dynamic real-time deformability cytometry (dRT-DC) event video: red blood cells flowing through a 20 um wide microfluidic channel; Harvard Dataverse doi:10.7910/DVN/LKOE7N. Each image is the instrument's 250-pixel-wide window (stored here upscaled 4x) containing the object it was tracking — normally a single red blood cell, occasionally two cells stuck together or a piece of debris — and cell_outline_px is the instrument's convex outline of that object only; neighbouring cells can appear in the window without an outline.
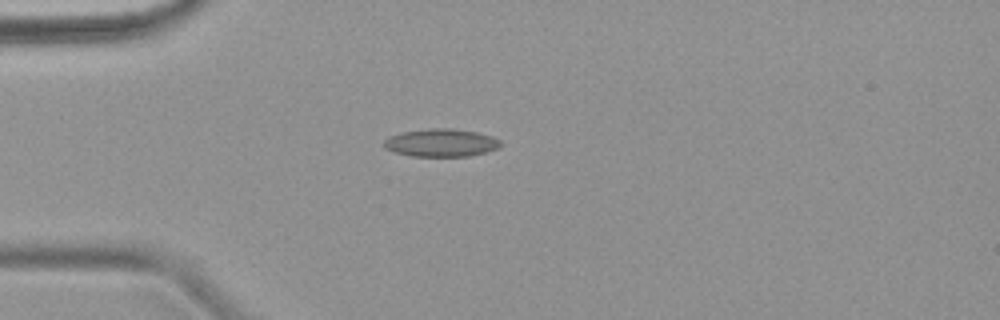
{"species": "common noctule bat (a hibernating species)", "species_latin": "Nyctalus noctula", "temperature_condition": "warm", "stored_images_in_passage": 4, "camera_frame_rate_fps": 3000, "um_per_image_px": 0.085, "animal": {"sex": "female", "body_mass_g": 18.4}, "frame": {"image": 1, "passage_image": 3, "time_ms": 2.667, "image_size_px": [1000, 320], "cell_outline_px": [[500, 148], [468, 156], [412, 156], [396, 152], [384, 148], [384, 140], [388, 136], [400, 132], [432, 128], [452, 128], [476, 132], [492, 136], [500, 140]], "centroid_in_image_um": [37.48, 12.12], "position_along_channel_um": 47.5, "area_um2": 18.9}}